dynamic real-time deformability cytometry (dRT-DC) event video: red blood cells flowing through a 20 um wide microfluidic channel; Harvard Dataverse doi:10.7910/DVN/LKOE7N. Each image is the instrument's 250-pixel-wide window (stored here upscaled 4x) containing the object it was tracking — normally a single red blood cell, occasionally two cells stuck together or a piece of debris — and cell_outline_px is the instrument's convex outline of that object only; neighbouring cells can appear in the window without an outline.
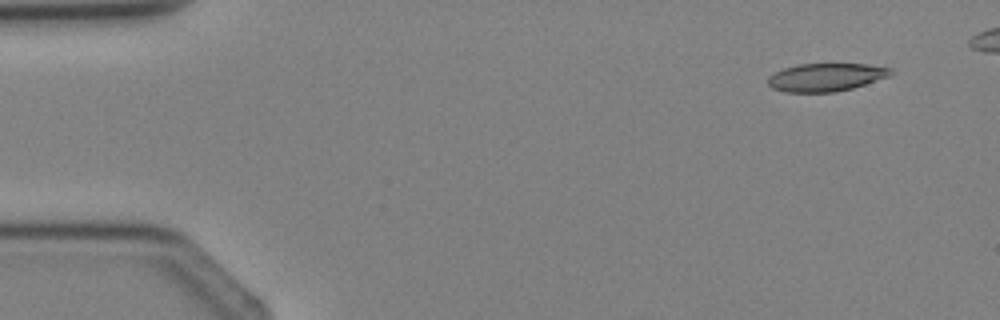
{"species": "Egyptian fruit bat (a non-hibernating species)", "species_latin": "Rousettus aegyptiacus", "temperature_condition": "cold", "stored_images_in_passage": 5, "segment_of_instrument_passage": [2, 2], "camera_frame_rate_fps": 3000, "um_per_image_px": 0.085, "animal": {"sex": "female"}, "frame": {"image": 1, "passage_image": 5, "time_ms": 4.667, "image_size_px": [1000, 320], "cell_outline_px": [[892, 72], [888, 76], [852, 88], [836, 92], [784, 92], [772, 88], [768, 84], [768, 76], [784, 68], [800, 64], [864, 64], [892, 68]], "centroid_in_image_um": [70.17, 6.57], "position_along_channel_um": 14.8, "area_um2": 19.83}}